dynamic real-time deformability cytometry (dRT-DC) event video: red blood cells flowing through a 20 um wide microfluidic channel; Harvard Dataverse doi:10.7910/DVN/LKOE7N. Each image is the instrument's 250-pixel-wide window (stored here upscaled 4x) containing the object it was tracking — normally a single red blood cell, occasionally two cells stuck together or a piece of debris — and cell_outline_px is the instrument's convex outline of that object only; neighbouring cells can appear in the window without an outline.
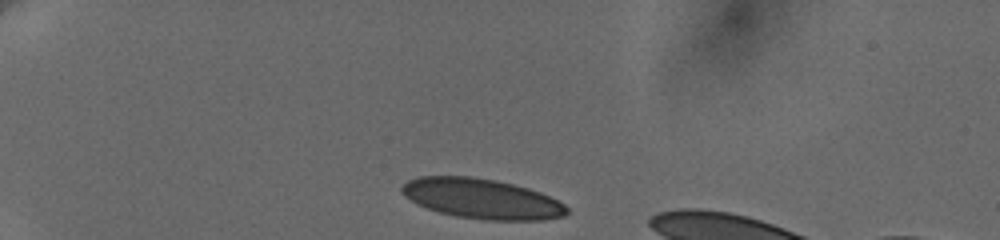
{"species": "human", "species_latin": "Homo sapiens", "temperature_condition": "cold", "stored_images_in_passage": 6, "camera_frame_rate_fps": 3000, "um_per_image_px": 0.085, "donor": {"sex": "female"}, "frame": {"image": 1, "passage_image": 1, "time_ms": 0.0, "image_size_px": [1000, 240], "cell_outline_px": [[568, 212], [564, 216], [544, 220], [488, 220], [456, 216], [440, 212], [416, 204], [404, 196], [400, 192], [400, 188], [408, 180], [420, 176], [472, 176], [496, 180], [528, 188], [540, 192], [564, 204], [568, 208]], "centroid_in_image_um": [40.93, 16.88], "position_along_channel_um": 44.1, "area_um2": 38.49}}
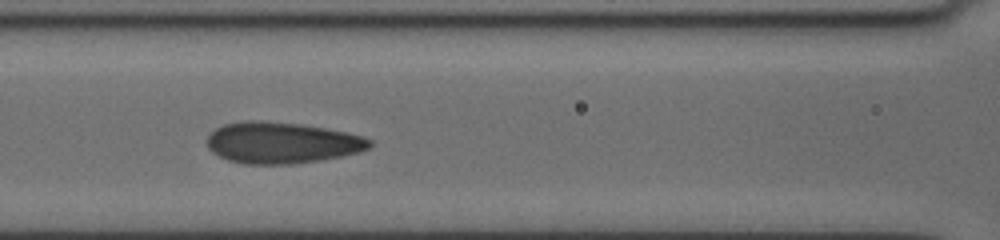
{"frame": {"image": 2, "passage_image": 5, "time_ms": 4.333, "image_size_px": [1000, 240], "cell_outline_px": [[372, 144], [368, 148], [360, 152], [320, 160], [292, 164], [244, 164], [228, 160], [212, 152], [208, 148], [208, 136], [216, 128], [224, 124], [244, 120], [260, 120], [300, 124], [348, 132], [372, 140]], "centroid_in_image_um": [23.94, 12.13], "position_along_channel_um": 142.7, "area_um2": 39.07}}
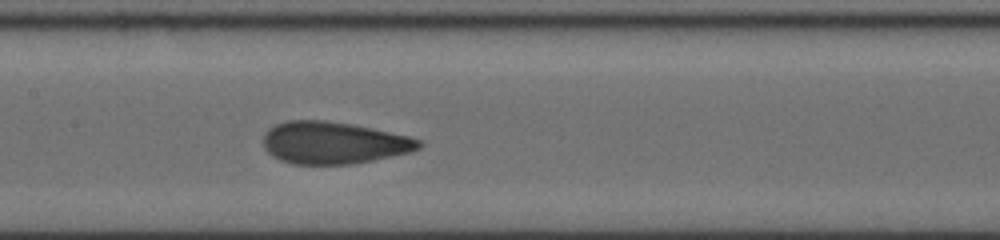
{"frame": {"image": 3, "passage_image": 6, "time_ms": 5.333, "image_size_px": [1000, 240], "cell_outline_px": [[424, 144], [420, 148], [412, 152], [352, 164], [292, 164], [280, 160], [272, 156], [264, 148], [264, 132], [268, 128], [276, 124], [288, 120], [324, 120], [352, 124], [372, 128], [408, 136], [420, 140]], "centroid_in_image_um": [28.35, 12.14], "position_along_channel_um": 179.1, "area_um2": 38.32}}